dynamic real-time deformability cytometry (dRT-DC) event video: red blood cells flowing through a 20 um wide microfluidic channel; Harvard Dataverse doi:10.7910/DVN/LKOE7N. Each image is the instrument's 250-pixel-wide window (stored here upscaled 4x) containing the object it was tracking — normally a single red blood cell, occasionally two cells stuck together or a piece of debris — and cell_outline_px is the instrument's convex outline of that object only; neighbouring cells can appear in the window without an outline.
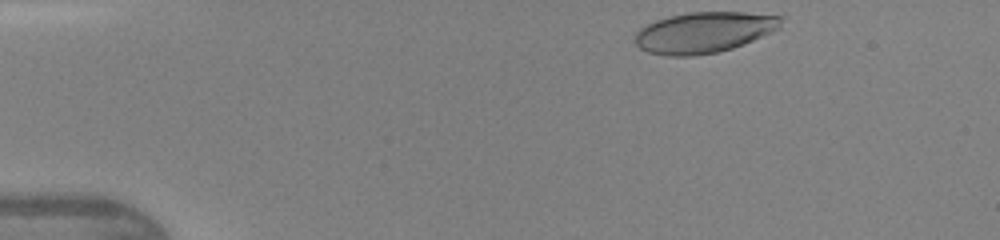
{"species": "human", "species_latin": "Homo sapiens", "temperature_condition": "warm", "stored_images_in_passage": 39, "camera_frame_rate_fps": 3000, "um_per_image_px": 0.085, "donor": {"sex": "female"}, "frame": {"image": 1, "passage_image": 1, "time_ms": 0.0, "image_size_px": [1000, 240], "cell_outline_px": [[784, 16], [780, 28], [772, 32], [744, 44], [732, 48], [716, 52], [692, 56], [668, 56], [648, 52], [640, 48], [636, 44], [636, 32], [640, 28], [656, 20], [668, 16], [688, 12], [744, 12]], "centroid_in_image_um": [59.86, 2.74], "position_along_channel_um": 25.1, "area_um2": 34.8}}
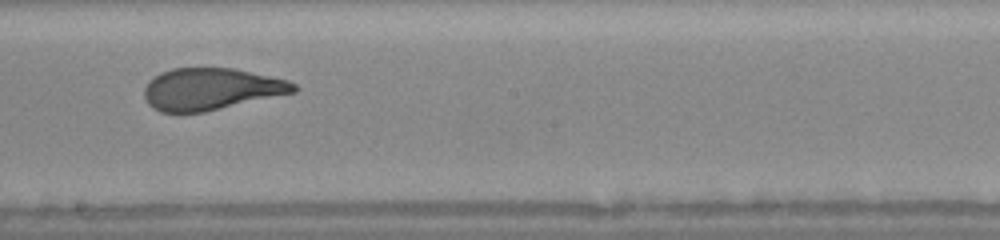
{"frame": {"image": 2, "passage_image": 21, "time_ms": 6.667, "image_size_px": [1000, 240], "cell_outline_px": [[300, 88], [296, 92], [204, 112], [160, 112], [152, 108], [148, 104], [144, 96], [144, 88], [148, 80], [160, 72], [172, 68], [232, 68], [288, 80], [296, 84]], "centroid_in_image_um": [17.92, 7.57], "position_along_channel_um": 230.3, "area_um2": 36.59}}
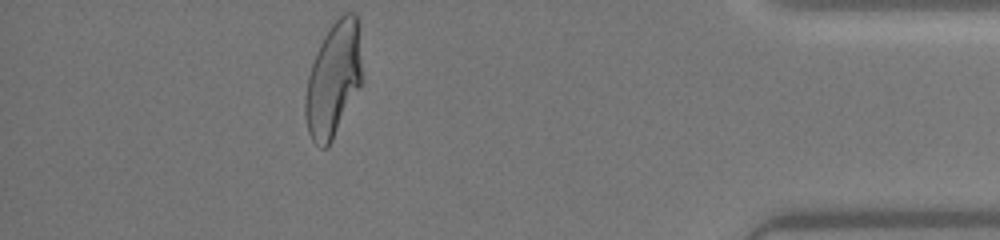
{"frame": {"image": 3, "passage_image": 36, "time_ms": 11.667, "image_size_px": [1000, 240], "cell_outline_px": [[360, 84], [328, 148], [324, 148], [316, 144], [312, 140], [308, 132], [304, 116], [304, 100], [308, 76], [316, 52], [324, 36], [332, 24], [344, 12], [356, 12], [360, 60]], "centroid_in_image_um": [28.28, 6.78], "position_along_channel_um": 406.9, "area_um2": 36.99}, "authors_computed_cell_mechanics": {"area_um2": 37.57, "velocity_mm_per_s": 4.3366, "shape_relaxation_time_tau1_ms": 3.8403, "shape_relaxation_time_tau2_ms": null, "deformation_change_tau1": 0.1938, "deformation_change_tau2": null}}